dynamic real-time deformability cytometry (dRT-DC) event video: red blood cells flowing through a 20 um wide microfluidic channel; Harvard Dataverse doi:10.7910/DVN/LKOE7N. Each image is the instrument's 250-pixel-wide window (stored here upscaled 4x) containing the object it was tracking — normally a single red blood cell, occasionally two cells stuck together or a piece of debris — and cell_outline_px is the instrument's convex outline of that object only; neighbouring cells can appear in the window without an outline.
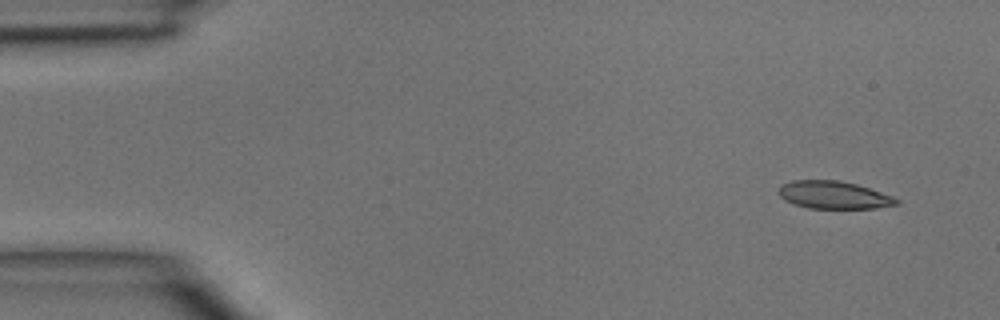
{"species": "common noctule bat (a hibernating species)", "species_latin": "Nyctalus noctula", "temperature_condition": "room temperature", "stored_images_in_passage": 3, "segment_of_instrument_passage": [2, 2], "camera_frame_rate_fps": 3000, "um_per_image_px": 0.085, "animal": {"sex": "male", "body_mass_g": 15.6}, "frame": {"image": 1, "passage_image": 3, "time_ms": 0.667, "image_size_px": [1000, 320], "cell_outline_px": [[900, 204], [876, 208], [808, 208], [784, 200], [776, 192], [780, 184], [792, 180], [840, 180], [856, 184], [892, 196], [900, 200]], "centroid_in_image_um": [70.83, 16.56], "position_along_channel_um": 14.2, "area_um2": 19.07}}